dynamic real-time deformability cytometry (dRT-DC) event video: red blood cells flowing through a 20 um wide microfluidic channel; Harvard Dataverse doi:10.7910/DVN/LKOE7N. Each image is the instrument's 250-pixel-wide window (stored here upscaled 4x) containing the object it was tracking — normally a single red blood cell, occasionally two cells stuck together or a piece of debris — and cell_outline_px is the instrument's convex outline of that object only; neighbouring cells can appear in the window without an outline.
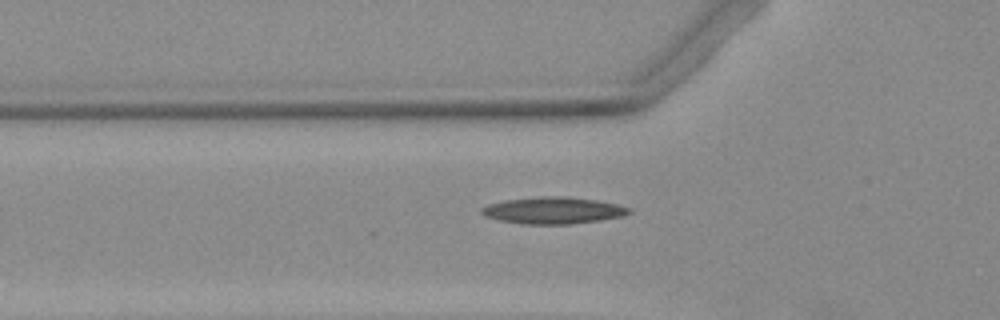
{"species": "Egyptian fruit bat (a non-hibernating species)", "species_latin": "Rousettus aegyptiacus", "temperature_condition": "warm", "stored_images_in_passage": 34, "camera_frame_rate_fps": 3000, "um_per_image_px": 0.085, "animal": {"sex": "female"}, "frame": {"image": 1, "passage_image": 5, "time_ms": 1.333, "image_size_px": [1000, 320], "cell_outline_px": [[632, 212], [624, 216], [600, 220], [572, 224], [524, 224], [500, 220], [484, 216], [480, 212], [480, 208], [488, 204], [504, 200], [540, 196], [568, 196], [596, 200], [616, 204], [632, 208]], "centroid_in_image_um": [47.03, 17.88], "position_along_channel_um": 78.8, "area_um2": 23.18}}
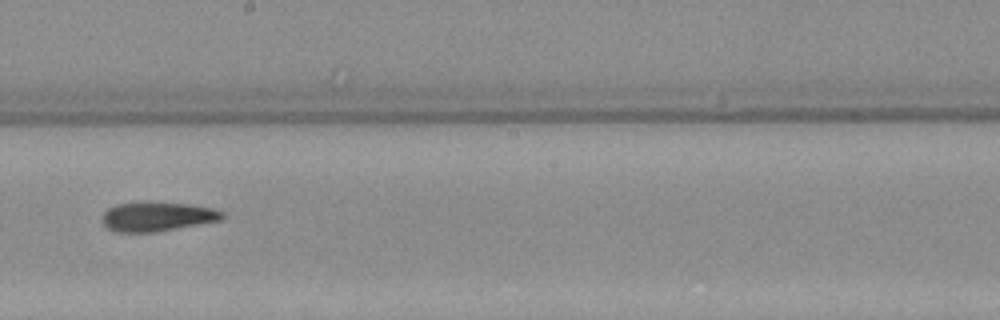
{"frame": {"image": 2, "passage_image": 17, "time_ms": 5.333, "image_size_px": [1000, 320], "cell_outline_px": [[224, 220], [156, 232], [116, 232], [108, 228], [100, 220], [100, 216], [108, 208], [116, 204], [188, 204], [216, 208], [224, 212]], "centroid_in_image_um": [13.4, 18.44], "position_along_channel_um": 234.8, "area_um2": 20.23}}
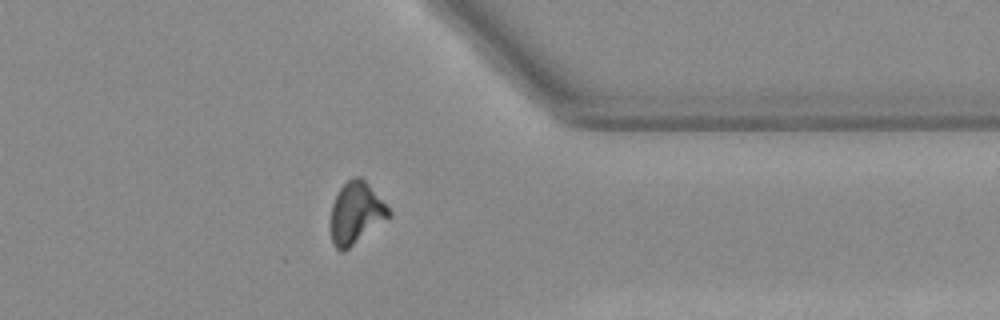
{"frame": {"image": 3, "passage_image": 29, "time_ms": 9.333, "image_size_px": [1000, 320], "cell_outline_px": [[392, 216], [344, 252], [340, 252], [332, 244], [332, 204], [340, 188], [352, 176], [360, 176], [368, 184], [392, 212]], "centroid_in_image_um": [30.28, 18.13], "position_along_channel_um": 381.1, "area_um2": 20.75}}